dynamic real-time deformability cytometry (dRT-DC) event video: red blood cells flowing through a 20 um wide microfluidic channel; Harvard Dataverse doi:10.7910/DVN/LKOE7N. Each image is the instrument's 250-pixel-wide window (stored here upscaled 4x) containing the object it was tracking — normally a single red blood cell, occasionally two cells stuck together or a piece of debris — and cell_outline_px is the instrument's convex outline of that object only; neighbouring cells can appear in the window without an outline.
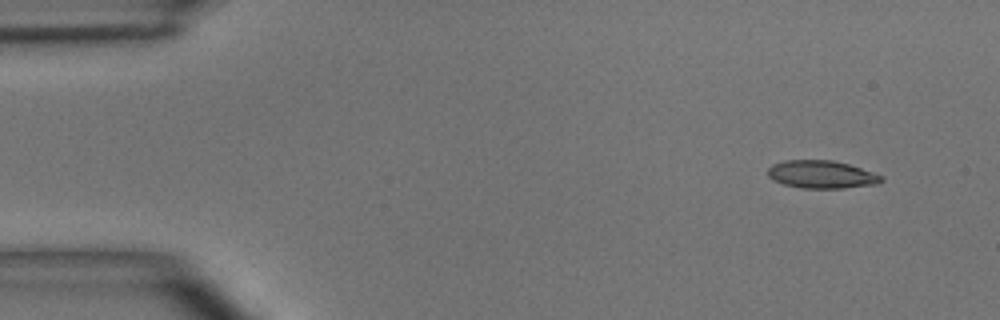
{"species": "common noctule bat (a hibernating species)", "species_latin": "Nyctalus noctula", "temperature_condition": "room temperature", "stored_images_in_passage": 4, "camera_frame_rate_fps": 3000, "um_per_image_px": 0.085, "animal": {"sex": "male", "body_mass_g": 15.6}, "frame": {"image": 1, "passage_image": 1, "time_ms": 0.0, "image_size_px": [1000, 320], "cell_outline_px": [[884, 180], [880, 184], [844, 188], [800, 188], [784, 184], [772, 180], [768, 176], [768, 168], [772, 164], [784, 160], [832, 160], [848, 164], [884, 176]], "centroid_in_image_um": [69.84, 14.83], "position_along_channel_um": 15.2, "area_um2": 18.55}}
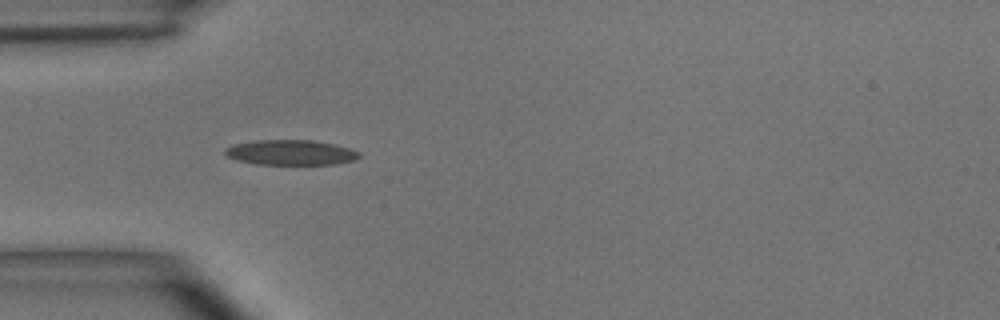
{"frame": {"image": 2, "passage_image": 4, "time_ms": 3.667, "image_size_px": [1000, 320], "cell_outline_px": [[360, 156], [356, 160], [336, 164], [256, 164], [240, 160], [228, 156], [224, 152], [224, 148], [236, 144], [256, 140], [312, 140], [332, 144], [348, 148], [360, 152]], "centroid_in_image_um": [24.74, 12.96], "position_along_channel_um": 60.3, "area_um2": 19.42}}